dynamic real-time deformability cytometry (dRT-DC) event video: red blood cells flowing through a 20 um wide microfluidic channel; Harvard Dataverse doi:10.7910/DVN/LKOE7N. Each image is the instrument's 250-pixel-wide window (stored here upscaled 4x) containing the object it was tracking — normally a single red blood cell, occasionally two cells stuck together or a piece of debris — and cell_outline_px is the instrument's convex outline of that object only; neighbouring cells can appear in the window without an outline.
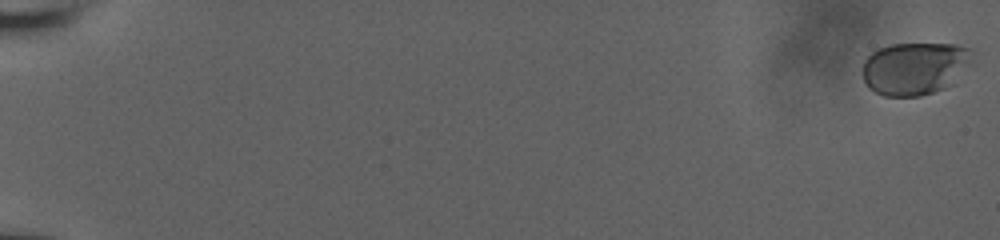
{"species": "human", "species_latin": "Homo sapiens", "temperature_condition": "room temperature", "stored_images_in_passage": 59, "camera_frame_rate_fps": 3000, "um_per_image_px": 0.085, "donor": {"sex": "male"}, "frame": {"image": 1, "passage_image": 1, "time_ms": 0.0, "image_size_px": [1000, 240], "cell_outline_px": [[976, 52], [956, 84], [920, 96], [884, 96], [868, 88], [864, 80], [864, 60], [876, 48], [892, 44], [956, 44], [972, 48]], "centroid_in_image_um": [77.81, 5.8], "position_along_channel_um": 7.2, "area_um2": 34.16}}
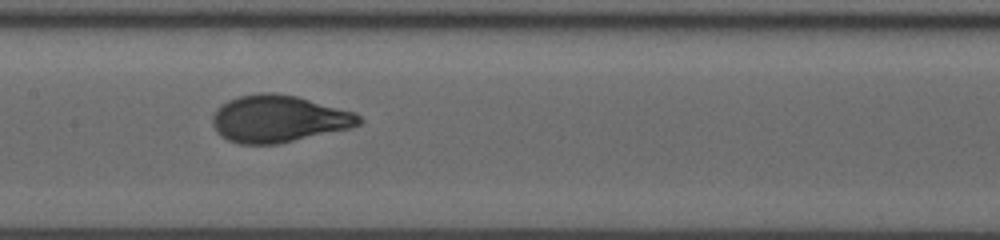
{"frame": {"image": 2, "passage_image": 33, "time_ms": 10.667, "image_size_px": [1000, 240], "cell_outline_px": [[364, 120], [360, 124], [352, 128], [280, 144], [240, 144], [228, 140], [220, 136], [216, 132], [212, 124], [212, 116], [216, 108], [220, 104], [228, 100], [240, 96], [260, 92], [276, 92], [296, 96], [356, 112]], "centroid_in_image_um": [23.68, 10.1], "position_along_channel_um": 183.7, "area_um2": 40.75}}
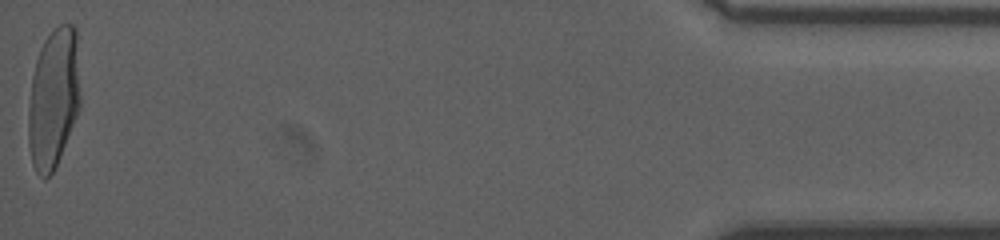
{"frame": {"image": 3, "passage_image": 59, "time_ms": 19.333, "image_size_px": [1000, 240], "cell_outline_px": [[80, 108], [60, 156], [52, 172], [44, 180], [36, 172], [32, 164], [28, 144], [28, 108], [32, 76], [36, 60], [40, 48], [44, 40], [60, 24], [72, 24], [76, 28], [80, 96]], "centroid_in_image_um": [4.54, 8.37], "position_along_channel_um": 430.7, "area_um2": 42.43}, "authors_computed_cell_mechanics": {"area_um2": 39.0728, "velocity_mm_per_s": 3.8243, "shape_relaxation_time_tau1_ms": 4.7267, "shape_relaxation_time_tau2_ms": null, "deformation_change_tau1": 0.2022, "deformation_change_tau2": null}}